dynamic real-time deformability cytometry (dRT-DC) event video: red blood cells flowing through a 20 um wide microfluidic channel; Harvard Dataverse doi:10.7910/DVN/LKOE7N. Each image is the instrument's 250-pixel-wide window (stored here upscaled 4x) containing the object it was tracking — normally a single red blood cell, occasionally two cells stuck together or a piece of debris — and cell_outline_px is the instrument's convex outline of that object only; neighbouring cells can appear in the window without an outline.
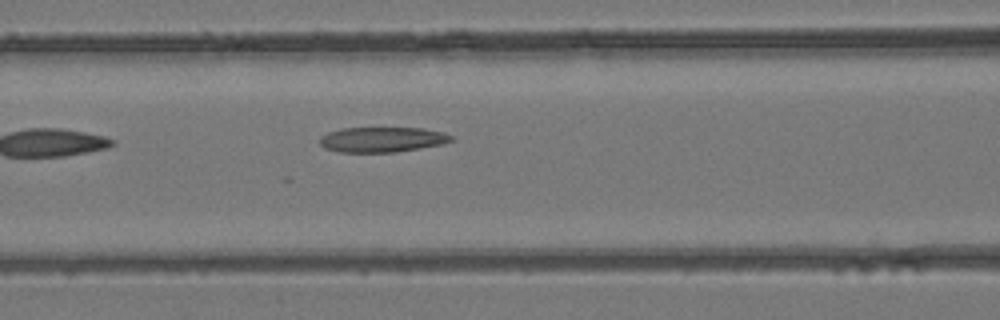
{"species": "common noctule bat (a hibernating species)", "species_latin": "Nyctalus noctula", "temperature_condition": "room temperature", "stored_images_in_passage": 10, "camera_frame_rate_fps": 3000, "um_per_image_px": 0.085, "animal": {"sex": "female", "body_mass_g": 24.6, "forearm_length_mm": 56.2}, "frame": {"image": 1, "passage_image": 10, "time_ms": 3.0, "image_size_px": [1000, 320], "cell_outline_px": [[456, 140], [444, 144], [396, 152], [340, 152], [324, 148], [320, 144], [320, 136], [328, 132], [344, 128], [424, 128], [444, 132], [452, 136]], "centroid_in_image_um": [32.53, 11.86], "position_along_channel_um": 134.1, "area_um2": 19.42}}